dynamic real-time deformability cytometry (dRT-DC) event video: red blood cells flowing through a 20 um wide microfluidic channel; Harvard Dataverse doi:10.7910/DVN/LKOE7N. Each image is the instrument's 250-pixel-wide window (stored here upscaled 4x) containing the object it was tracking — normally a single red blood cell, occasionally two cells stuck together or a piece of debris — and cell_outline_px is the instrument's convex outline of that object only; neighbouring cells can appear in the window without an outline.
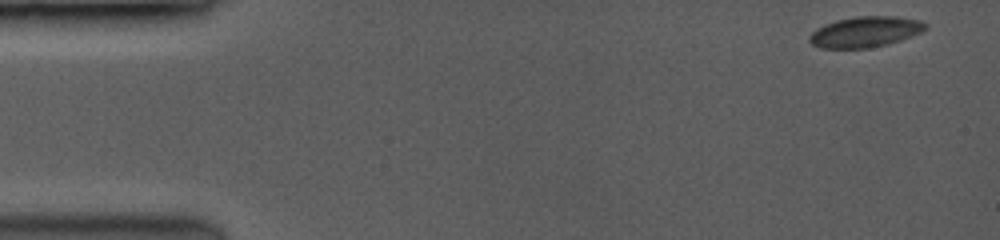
{"species": "common noctule bat (a hibernating species)", "species_latin": "Nyctalus noctula", "temperature_condition": "room temperature", "stored_images_in_passage": 73, "camera_frame_rate_fps": 3500, "um_per_image_px": 0.085, "animal": {"sex": "female", "body_mass_g": 19.0, "forearm_length_mm": 53.3}, "frame": {"image": 1, "passage_image": 1, "time_ms": 0.0, "image_size_px": [1000, 240], "cell_outline_px": [[924, 28], [920, 32], [884, 44], [864, 48], [820, 48], [812, 44], [808, 40], [812, 32], [828, 24], [840, 20], [860, 16], [892, 16], [916, 20], [924, 24]], "centroid_in_image_um": [73.47, 2.71], "position_along_channel_um": 11.5, "area_um2": 19.65}}
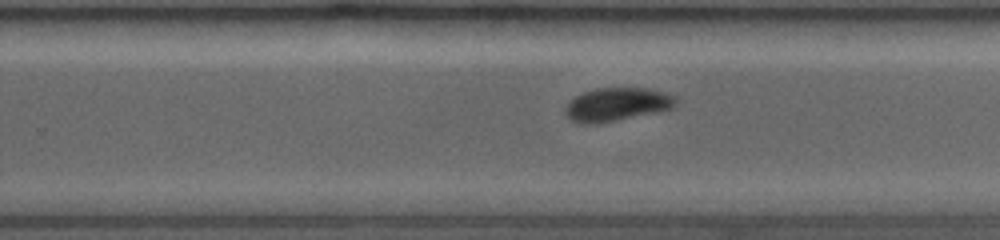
{"frame": {"image": 2, "passage_image": 54, "time_ms": 9.714, "image_size_px": [1000, 240], "cell_outline_px": [[676, 100], [668, 108], [616, 120], [596, 124], [580, 124], [572, 120], [568, 116], [564, 108], [576, 96], [584, 92], [596, 88], [644, 88], [660, 92], [672, 96]], "centroid_in_image_um": [52.31, 8.87], "position_along_channel_um": 277.5, "area_um2": 20.52}}
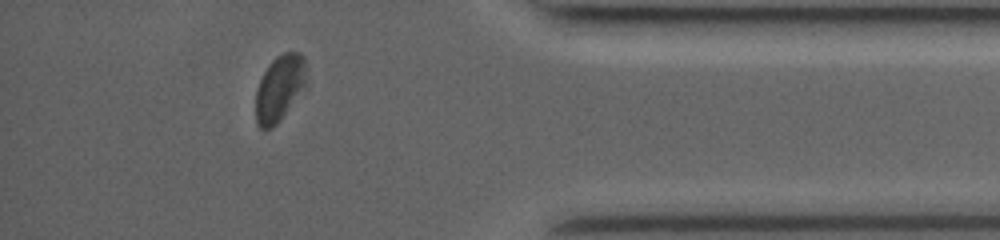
{"frame": {"image": 3, "passage_image": 67, "time_ms": 13.429, "image_size_px": [1000, 240], "cell_outline_px": [[308, 88], [280, 120], [272, 128], [260, 128], [256, 120], [256, 88], [268, 64], [276, 56], [284, 52], [300, 52], [304, 56]], "centroid_in_image_um": [23.82, 7.48], "position_along_channel_um": 411.4, "area_um2": 20.06}, "authors_computed_cell_mechanics": {"area_um2": 20.4612, "velocity_mm_per_s": 4.047, "shape_relaxation_time_tau1_ms": 1.9987, "shape_relaxation_time_tau2_ms": 2.412, "deformation_change_tau1": 0.0813, "deformation_change_tau2": 0.0451}}